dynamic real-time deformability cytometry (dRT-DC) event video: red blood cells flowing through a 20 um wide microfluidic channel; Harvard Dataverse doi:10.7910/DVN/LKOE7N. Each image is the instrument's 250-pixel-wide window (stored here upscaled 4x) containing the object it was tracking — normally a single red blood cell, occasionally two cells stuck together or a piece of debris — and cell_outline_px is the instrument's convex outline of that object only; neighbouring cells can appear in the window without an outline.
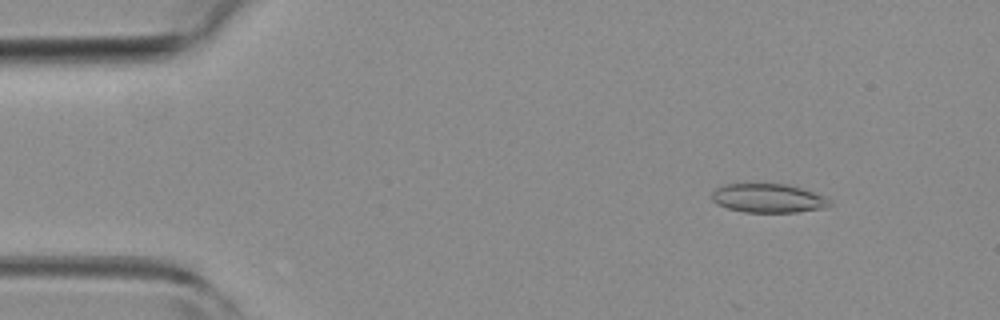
{"species": "common noctule bat (a hibernating species)", "species_latin": "Nyctalus noctula", "temperature_condition": "room temperature", "stored_images_in_passage": 47, "camera_frame_rate_fps": 3000, "um_per_image_px": 0.085, "animal": {"sex": "female", "body_mass_g": 19.3, "forearm_length_mm": 54.1}, "frame": {"image": 1, "passage_image": 6, "time_ms": 1.667, "image_size_px": [1000, 320], "cell_outline_px": [[832, 204], [828, 208], [796, 212], [744, 212], [728, 208], [716, 204], [712, 200], [712, 192], [716, 188], [724, 184], [788, 184], [824, 196], [832, 200]], "centroid_in_image_um": [65.32, 16.85], "position_along_channel_um": 19.7, "area_um2": 19.94}}
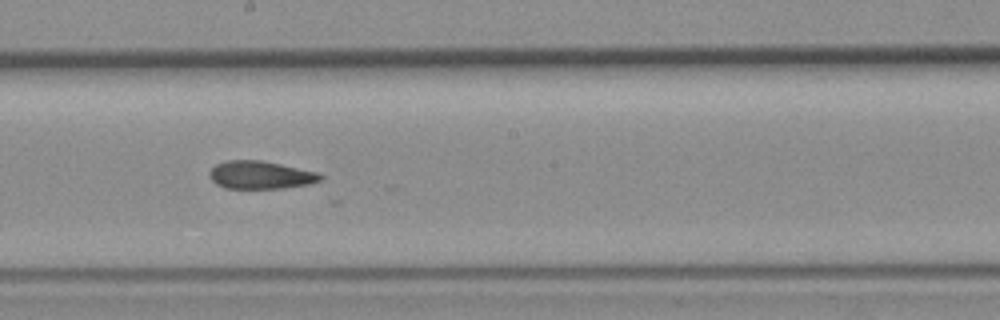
{"frame": {"image": 2, "passage_image": 26, "time_ms": 8.333, "image_size_px": [1000, 320], "cell_outline_px": [[324, 180], [312, 184], [284, 188], [224, 188], [216, 184], [208, 176], [208, 172], [216, 164], [224, 160], [260, 160], [320, 172], [324, 176]], "centroid_in_image_um": [22.19, 14.87], "position_along_channel_um": 226.0, "area_um2": 18.38}}
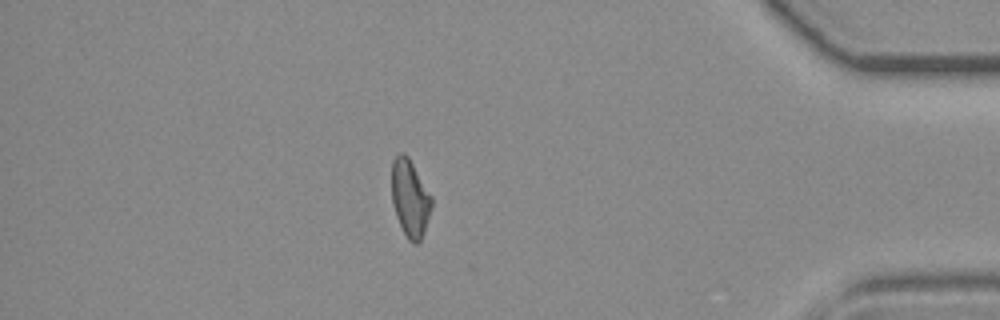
{"frame": {"image": 3, "passage_image": 41, "time_ms": 13.333, "image_size_px": [1000, 320], "cell_outline_px": [[432, 204], [424, 232], [420, 240], [416, 244], [412, 244], [408, 240], [396, 216], [392, 204], [392, 160], [400, 152], [404, 152], [408, 156], [432, 196]], "centroid_in_image_um": [34.85, 16.84], "position_along_channel_um": 400.4, "area_um2": 17.92}}